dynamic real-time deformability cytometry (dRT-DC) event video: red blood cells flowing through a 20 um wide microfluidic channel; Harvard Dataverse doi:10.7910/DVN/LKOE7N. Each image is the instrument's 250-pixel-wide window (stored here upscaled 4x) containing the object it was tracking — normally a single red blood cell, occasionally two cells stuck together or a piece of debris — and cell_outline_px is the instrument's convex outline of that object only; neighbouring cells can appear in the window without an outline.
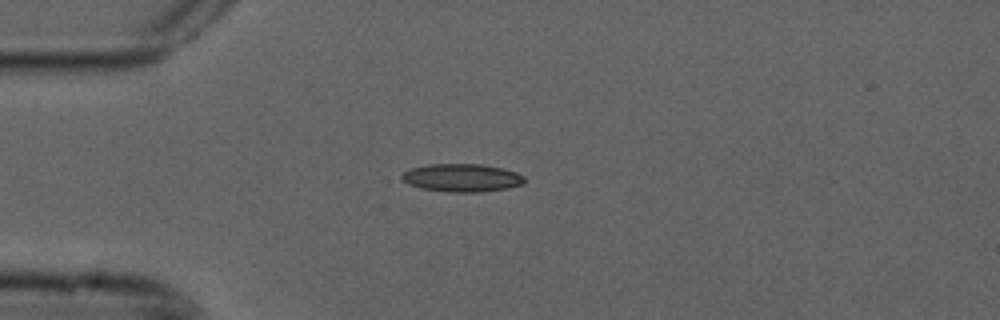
{"species": "common noctule bat (a hibernating species)", "species_latin": "Nyctalus noctula", "temperature_condition": "cold", "stored_images_in_passage": 5, "camera_frame_rate_fps": 3000, "um_per_image_px": 0.085, "animal": {"sex": "male", "forearm_length_mm": 52.5}, "frame": {"image": 1, "passage_image": 3, "time_ms": 0.667, "image_size_px": [1000, 320], "cell_outline_px": [[524, 184], [508, 188], [480, 192], [448, 192], [420, 188], [408, 184], [400, 176], [404, 172], [412, 168], [428, 164], [480, 164], [500, 168], [516, 172], [524, 176]], "centroid_in_image_um": [39.26, 15.12], "position_along_channel_um": 45.7, "area_um2": 19.94}}